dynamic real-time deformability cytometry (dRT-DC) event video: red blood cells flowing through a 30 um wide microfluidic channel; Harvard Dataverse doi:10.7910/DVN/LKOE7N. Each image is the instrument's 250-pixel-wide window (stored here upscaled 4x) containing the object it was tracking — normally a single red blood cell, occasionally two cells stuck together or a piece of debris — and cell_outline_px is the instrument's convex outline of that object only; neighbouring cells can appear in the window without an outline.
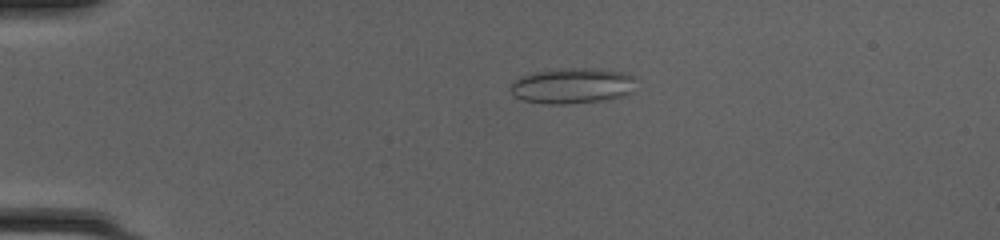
{"species": "common noctule bat (a hibernating species)", "species_latin": "Nyctalus noctula", "temperature_condition": "cold", "stored_images_in_passage": 50, "camera_frame_rate_fps": 3000, "um_per_image_px": 0.085, "animal": {"sex": "female", "body_mass_g": 20.0, "forearm_length_mm": 54.0}, "frame": {"image": 1, "passage_image": 12, "time_ms": 3.667, "image_size_px": [1000, 240], "cell_outline_px": [[632, 92], [624, 96], [604, 100], [568, 104], [544, 104], [524, 100], [512, 96], [508, 88], [512, 80], [520, 76], [532, 72], [560, 68], [596, 68], [624, 72], [632, 76]], "centroid_in_image_um": [48.55, 7.29], "position_along_channel_um": 36.4, "area_um2": 26.41}}
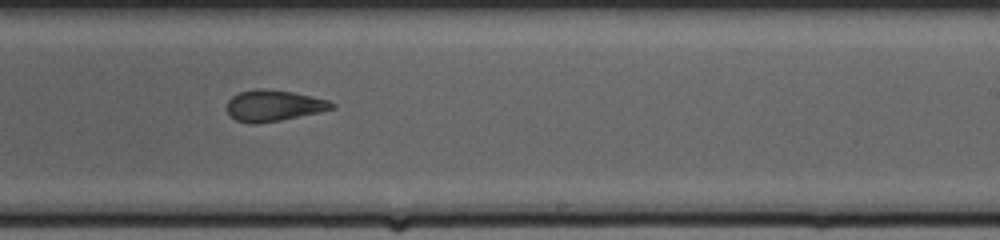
{"frame": {"image": 2, "passage_image": 32, "time_ms": 10.333, "image_size_px": [1000, 240], "cell_outline_px": [[336, 108], [280, 120], [256, 124], [252, 124], [236, 120], [228, 112], [228, 100], [232, 96], [240, 92], [256, 88], [264, 88], [292, 92], [312, 96], [328, 100], [336, 104]], "centroid_in_image_um": [23.27, 8.97], "position_along_channel_um": 265.7, "area_um2": 18.9}}
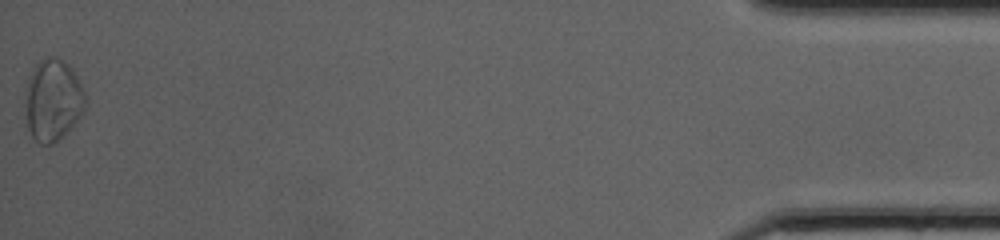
{"frame": {"image": 3, "passage_image": 50, "time_ms": 16.333, "image_size_px": [1000, 240], "cell_outline_px": [[88, 100], [80, 116], [56, 144], [40, 144], [32, 136], [24, 124], [24, 88], [28, 76], [32, 68], [44, 56], [56, 56], [68, 64], [72, 68]], "centroid_in_image_um": [4.43, 8.5], "position_along_channel_um": 430.8, "area_um2": 29.54}, "authors_computed_cell_mechanics": {"area_um2": 21.9351, "velocity_mm_per_s": 4.2259, "shape_relaxation_time_tau1_ms": null, "shape_relaxation_time_tau2_ms": 1.6582, "deformation_change_tau1": null, "deformation_change_tau2": 0.0854}}